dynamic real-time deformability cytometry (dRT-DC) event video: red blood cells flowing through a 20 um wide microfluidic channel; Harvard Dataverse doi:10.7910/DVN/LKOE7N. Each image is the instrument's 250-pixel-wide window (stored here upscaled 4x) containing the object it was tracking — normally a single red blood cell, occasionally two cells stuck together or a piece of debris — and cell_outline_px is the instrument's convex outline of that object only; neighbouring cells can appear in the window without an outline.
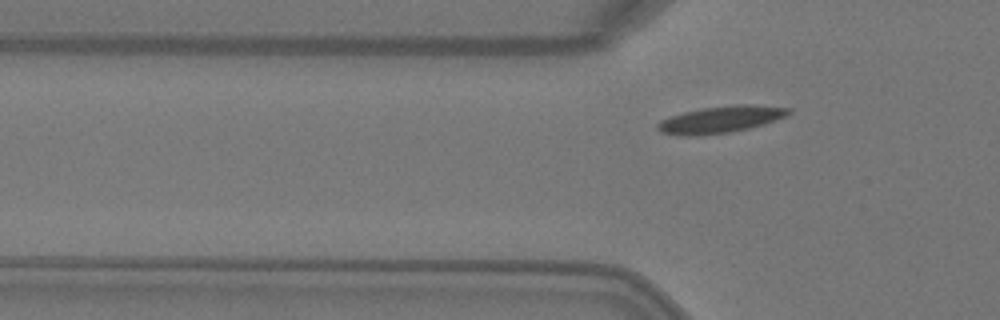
{"species": "Egyptian fruit bat (a non-hibernating species)", "species_latin": "Rousettus aegyptiacus", "temperature_condition": "warm", "stored_images_in_passage": 5, "camera_frame_rate_fps": 3000, "um_per_image_px": 0.085, "animal": {"sex": "female"}, "frame": {"image": 1, "passage_image": 5, "time_ms": 1.333, "image_size_px": [1000, 320], "cell_outline_px": [[792, 112], [784, 116], [764, 124], [732, 132], [700, 136], [680, 136], [660, 132], [656, 128], [656, 124], [660, 120], [684, 112], [700, 108], [740, 104], [748, 104], [792, 108]], "centroid_in_image_um": [61.21, 10.16], "position_along_channel_um": 64.6, "area_um2": 20.58}}